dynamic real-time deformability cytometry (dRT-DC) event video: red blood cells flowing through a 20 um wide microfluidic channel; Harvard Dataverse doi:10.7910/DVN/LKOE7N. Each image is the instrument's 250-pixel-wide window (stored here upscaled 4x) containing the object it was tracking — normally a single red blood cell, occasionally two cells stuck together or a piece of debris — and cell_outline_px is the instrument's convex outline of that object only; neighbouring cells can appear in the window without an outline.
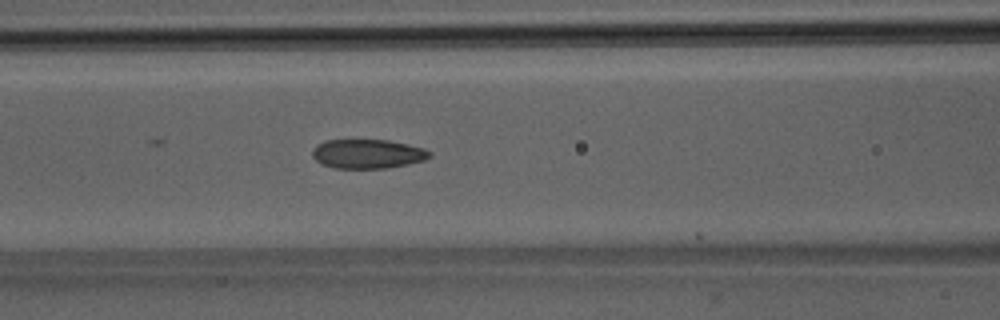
{"species": "Egyptian fruit bat (a non-hibernating species)", "species_latin": "Rousettus aegyptiacus", "temperature_condition": "room temperature", "stored_images_in_passage": 52, "camera_frame_rate_fps": 3000, "um_per_image_px": 0.085, "animal": {"sex": "male"}, "frame": {"image": 1, "passage_image": 23, "time_ms": 7.333, "image_size_px": [1000, 320], "cell_outline_px": [[428, 156], [420, 160], [400, 164], [376, 168], [340, 168], [324, 164], [312, 152], [320, 144], [328, 140], [384, 140], [404, 144], [420, 148], [428, 152]], "centroid_in_image_um": [31.19, 13.06], "position_along_channel_um": 135.4, "area_um2": 18.44}}
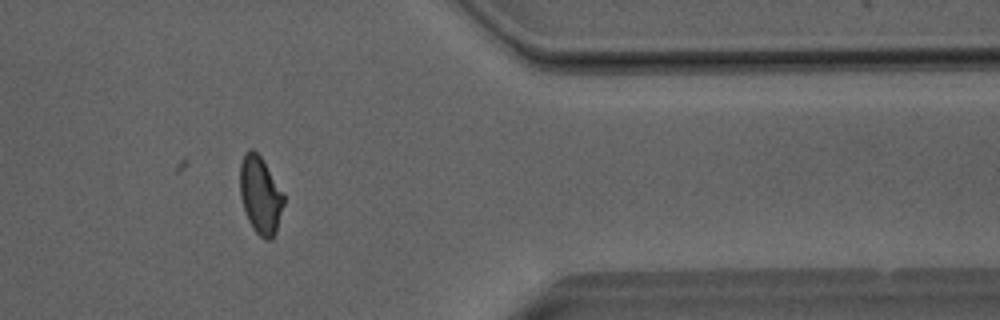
{"frame": {"image": 2, "passage_image": 43, "time_ms": 14.0, "image_size_px": [1000, 320], "cell_outline_px": [[284, 200], [276, 228], [272, 236], [260, 236], [256, 232], [244, 208], [240, 192], [240, 168], [244, 156], [248, 152], [256, 152], [260, 156], [284, 196]], "centroid_in_image_um": [22.11, 16.56], "position_along_channel_um": 389.3, "area_um2": 18.26}}
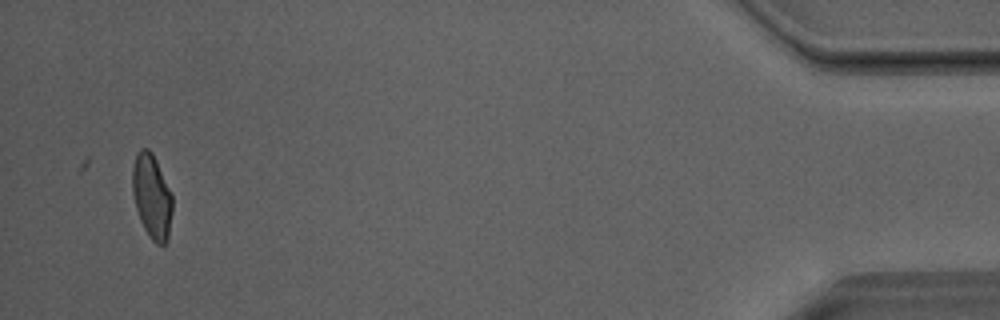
{"frame": {"image": 3, "passage_image": 50, "time_ms": 16.333, "image_size_px": [1000, 320], "cell_outline_px": [[172, 208], [168, 232], [164, 244], [160, 244], [148, 232], [140, 216], [136, 204], [132, 184], [132, 172], [136, 156], [144, 148], [152, 156], [172, 196]], "centroid_in_image_um": [12.9, 16.69], "position_along_channel_um": 422.3, "area_um2": 17.8}, "authors_computed_cell_mechanics": {"area_um2": 17.918, "velocity_mm_per_s": 4.0909, "shape_relaxation_time_tau1_ms": null, "shape_relaxation_time_tau2_ms": 1.475, "deformation_change_tau1": null, "deformation_change_tau2": 0.0803}}